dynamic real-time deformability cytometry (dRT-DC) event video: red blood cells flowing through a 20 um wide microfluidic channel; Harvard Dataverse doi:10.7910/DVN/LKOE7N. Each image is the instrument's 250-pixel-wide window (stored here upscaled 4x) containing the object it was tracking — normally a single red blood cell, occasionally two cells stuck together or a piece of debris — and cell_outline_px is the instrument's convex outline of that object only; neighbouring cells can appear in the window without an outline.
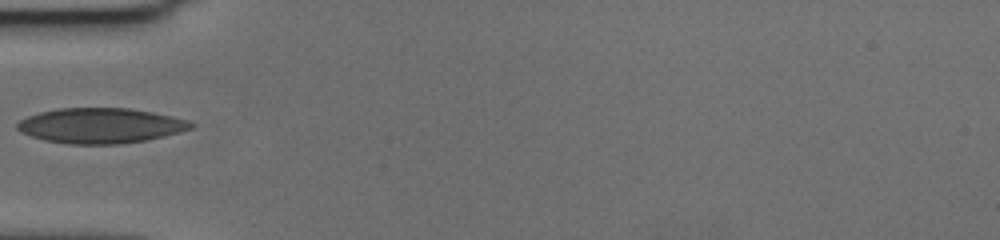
{"species": "human", "species_latin": "Homo sapiens", "temperature_condition": "cold", "stored_images_in_passage": 26, "camera_frame_rate_fps": 3000, "um_per_image_px": 0.085, "donor": {"sex": "female"}, "frame": {"image": 1, "passage_image": 1, "time_ms": 0.0, "image_size_px": [1000, 240], "cell_outline_px": [[196, 124], [192, 128], [164, 136], [144, 140], [116, 144], [68, 144], [44, 140], [20, 132], [16, 128], [16, 124], [20, 120], [28, 116], [40, 112], [60, 108], [128, 108], [152, 112], [188, 120]], "centroid_in_image_um": [8.52, 10.68], "position_along_channel_um": 76.5, "area_um2": 35.43}}
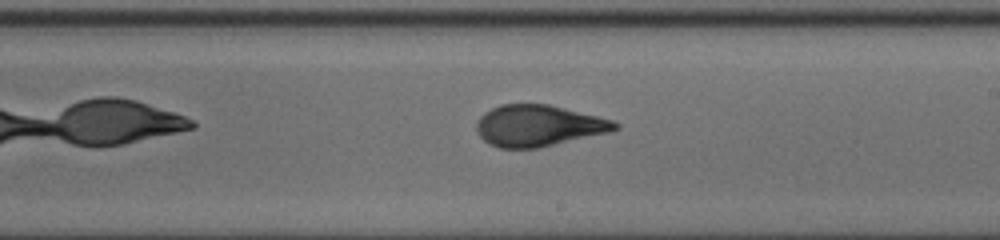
{"frame": {"image": 2, "passage_image": 15, "time_ms": 4.667, "image_size_px": [1000, 240], "cell_outline_px": [[620, 128], [608, 132], [540, 148], [500, 148], [488, 144], [476, 132], [476, 120], [484, 112], [500, 104], [548, 104], [612, 120], [620, 124]], "centroid_in_image_um": [45.72, 10.69], "position_along_channel_um": 243.3, "area_um2": 33.35}}
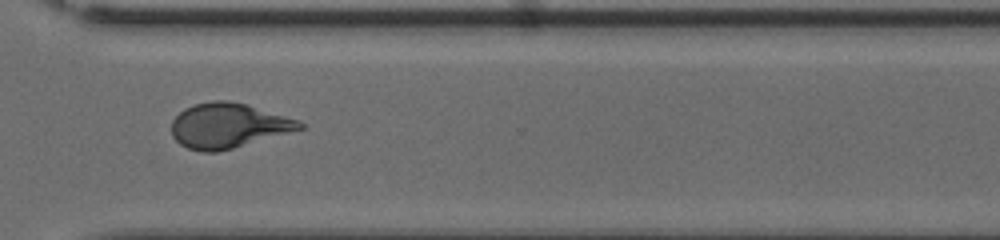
{"frame": {"image": 3, "passage_image": 24, "time_ms": 7.667, "image_size_px": [1000, 240], "cell_outline_px": [[304, 128], [232, 148], [216, 152], [200, 152], [188, 148], [180, 144], [172, 136], [172, 120], [184, 108], [196, 104], [212, 100], [228, 100], [244, 104], [300, 120], [304, 124]], "centroid_in_image_um": [19.37, 10.68], "position_along_channel_um": 351.2, "area_um2": 33.18}}